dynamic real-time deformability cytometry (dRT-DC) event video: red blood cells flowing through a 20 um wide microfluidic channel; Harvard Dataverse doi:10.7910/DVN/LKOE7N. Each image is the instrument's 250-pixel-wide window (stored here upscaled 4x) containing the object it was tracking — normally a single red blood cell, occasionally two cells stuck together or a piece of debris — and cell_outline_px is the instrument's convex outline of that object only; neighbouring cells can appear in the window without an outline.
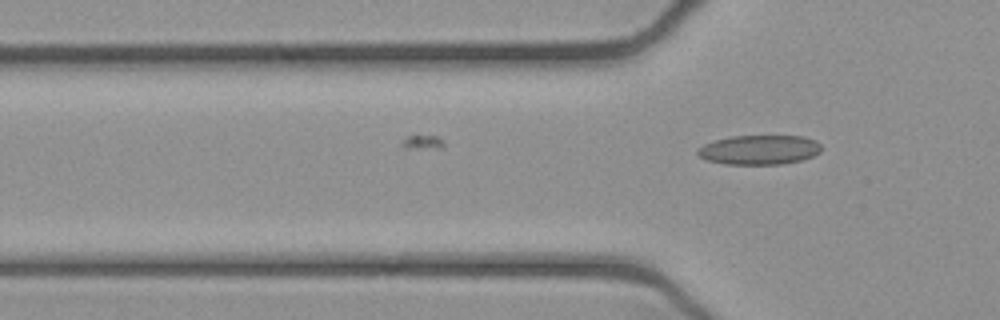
{"species": "common noctule bat (a hibernating species)", "species_latin": "Nyctalus noctula", "temperature_condition": "cold", "stored_images_in_passage": 2, "camera_frame_rate_fps": 3000, "um_per_image_px": 0.085, "animal": {"sex": "female", "body_mass_g": 21.9}, "frame": {"image": 1, "passage_image": 2, "time_ms": 0.333, "image_size_px": [1000, 320], "cell_outline_px": [[820, 152], [804, 160], [780, 164], [724, 164], [708, 160], [700, 156], [696, 152], [696, 148], [704, 144], [716, 140], [732, 136], [804, 136], [816, 140], [820, 144]], "centroid_in_image_um": [64.55, 12.73], "position_along_channel_um": 61.3, "area_um2": 21.27}}